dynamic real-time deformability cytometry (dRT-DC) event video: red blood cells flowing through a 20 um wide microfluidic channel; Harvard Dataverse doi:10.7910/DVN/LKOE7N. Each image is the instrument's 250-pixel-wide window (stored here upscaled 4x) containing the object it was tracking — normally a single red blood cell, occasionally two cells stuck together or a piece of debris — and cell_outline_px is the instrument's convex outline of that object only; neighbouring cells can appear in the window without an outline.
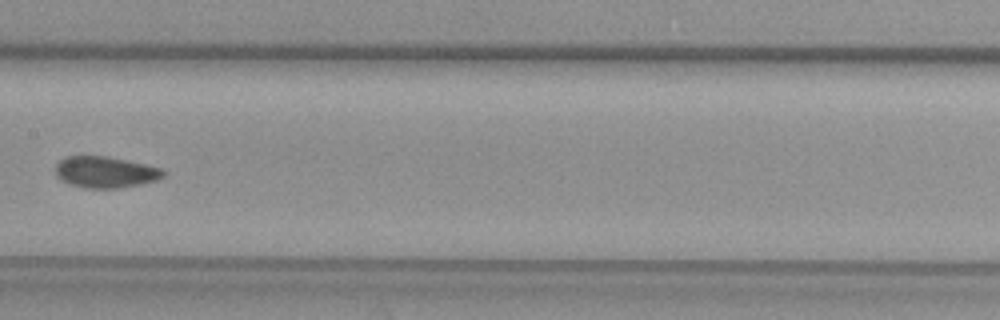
{"species": "common noctule bat (a hibernating species)", "species_latin": "Nyctalus noctula", "temperature_condition": "warm", "stored_images_in_passage": 5, "camera_frame_rate_fps": 3000, "um_per_image_px": 0.085, "animal": {"sex": "female", "body_mass_g": 29.2, "forearm_length_mm": 56.3}, "frame": {"image": 1, "passage_image": 5, "time_ms": 1.333, "image_size_px": [1000, 320], "cell_outline_px": [[164, 176], [156, 180], [140, 184], [116, 188], [84, 188], [60, 180], [56, 176], [56, 164], [60, 160], [68, 156], [108, 156], [144, 164], [160, 168], [164, 172]], "centroid_in_image_um": [8.92, 14.63], "position_along_channel_um": 198.5, "area_um2": 19.48}}